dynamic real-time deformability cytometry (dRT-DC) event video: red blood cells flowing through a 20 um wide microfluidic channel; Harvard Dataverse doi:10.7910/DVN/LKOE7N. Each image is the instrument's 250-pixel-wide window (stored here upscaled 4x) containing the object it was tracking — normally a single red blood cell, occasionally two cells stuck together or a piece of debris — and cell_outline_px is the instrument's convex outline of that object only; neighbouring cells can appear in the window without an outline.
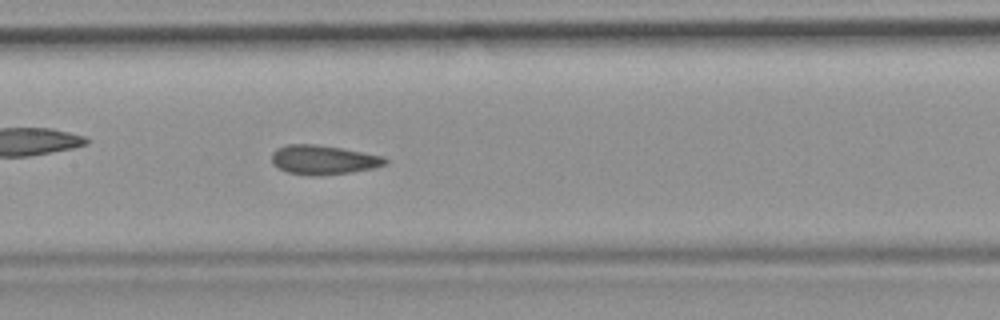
{"species": "common noctule bat (a hibernating species)", "species_latin": "Nyctalus noctula", "temperature_condition": "room temperature", "stored_images_in_passage": 34, "camera_frame_rate_fps": 3000, "um_per_image_px": 0.085, "animal": {"sex": "female", "body_mass_g": 19.9}, "frame": {"image": 1, "passage_image": 15, "time_ms": 4.667, "image_size_px": [1000, 320], "cell_outline_px": [[388, 164], [372, 168], [352, 172], [320, 176], [308, 176], [288, 172], [272, 164], [272, 152], [276, 148], [288, 144], [316, 144], [364, 152], [384, 156], [388, 160]], "centroid_in_image_um": [27.49, 13.59], "position_along_channel_um": 179.9, "area_um2": 19.54}, "authors_computed_cell_mechanics": {"area_um2": 19.6231, "velocity_mm_per_s": 3.9535, "shape_relaxation_time_tau1_ms": null, "shape_relaxation_time_tau2_ms": 1.2624, "deformation_change_tau1": null, "deformation_change_tau2": 0.0686}}